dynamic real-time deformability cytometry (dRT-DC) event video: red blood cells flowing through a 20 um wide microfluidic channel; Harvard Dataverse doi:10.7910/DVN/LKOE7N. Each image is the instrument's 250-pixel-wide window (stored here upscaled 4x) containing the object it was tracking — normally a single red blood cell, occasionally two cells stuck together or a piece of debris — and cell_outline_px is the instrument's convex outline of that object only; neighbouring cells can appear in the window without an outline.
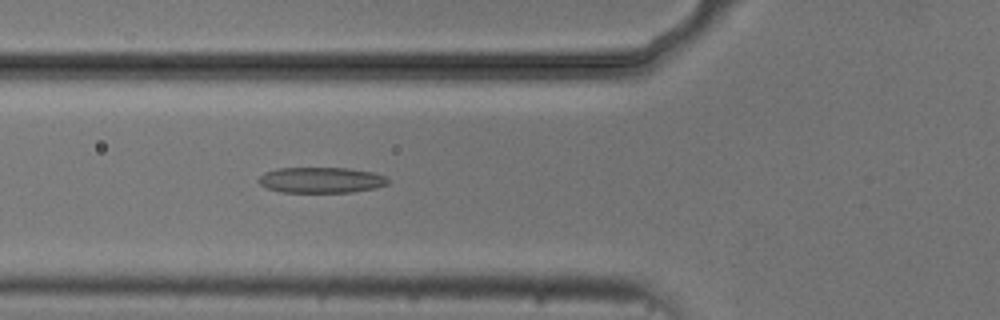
{"species": "common noctule bat (a hibernating species)", "species_latin": "Nyctalus noctula", "temperature_condition": "cold", "stored_images_in_passage": 5, "camera_frame_rate_fps": 3000, "um_per_image_px": 0.085, "animal": {"sex": "male", "body_mass_g": 20.5, "forearm_length_mm": 52.5}, "frame": {"image": 1, "passage_image": 5, "time_ms": 4.333, "image_size_px": [1000, 320], "cell_outline_px": [[388, 184], [376, 188], [352, 192], [280, 192], [268, 188], [260, 184], [260, 176], [264, 172], [276, 168], [348, 168], [372, 172], [384, 176], [388, 180]], "centroid_in_image_um": [27.3, 15.3], "position_along_channel_um": 98.5, "area_um2": 19.31}}